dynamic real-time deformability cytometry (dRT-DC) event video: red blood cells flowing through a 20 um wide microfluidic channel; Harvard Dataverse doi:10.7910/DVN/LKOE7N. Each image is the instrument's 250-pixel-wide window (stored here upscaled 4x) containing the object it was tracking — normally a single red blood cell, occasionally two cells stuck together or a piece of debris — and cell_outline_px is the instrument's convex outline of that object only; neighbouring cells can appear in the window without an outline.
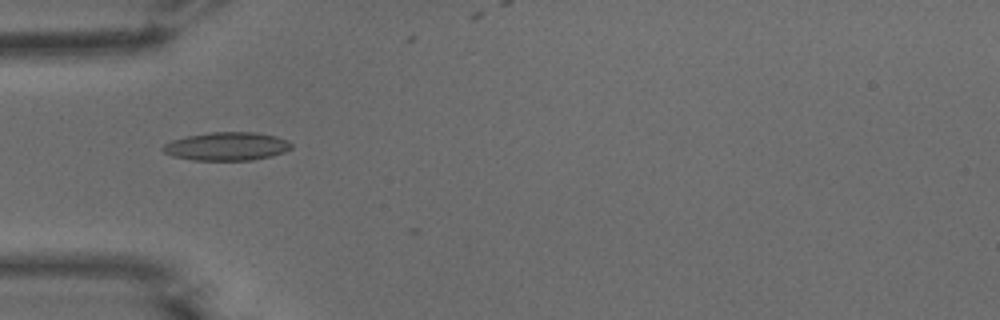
{"species": "common noctule bat (a hibernating species)", "species_latin": "Nyctalus noctula", "temperature_condition": "warm", "stored_images_in_passage": 5, "camera_frame_rate_fps": 3000, "um_per_image_px": 0.085, "animal": {"sex": "male", "body_mass_g": 15.6}, "frame": {"image": 1, "passage_image": 1, "time_ms": 0.0, "image_size_px": [1000, 320], "cell_outline_px": [[292, 148], [284, 152], [272, 156], [252, 160], [192, 160], [172, 156], [164, 152], [160, 148], [164, 144], [172, 140], [188, 136], [208, 132], [256, 132], [276, 136], [288, 140], [292, 144]], "centroid_in_image_um": [19.28, 12.44], "position_along_channel_um": 65.7, "area_um2": 21.33}}
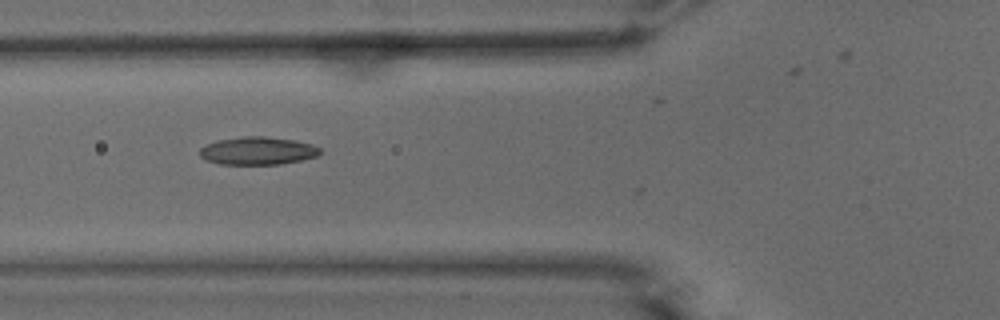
{"frame": {"image": 2, "passage_image": 4, "time_ms": 1.0, "image_size_px": [1000, 320], "cell_outline_px": [[320, 152], [316, 156], [300, 160], [280, 164], [220, 164], [208, 160], [200, 156], [200, 148], [204, 144], [216, 140], [244, 136], [264, 136], [292, 140], [312, 144], [320, 148]], "centroid_in_image_um": [21.86, 12.81], "position_along_channel_um": 103.9, "area_um2": 19.42}}